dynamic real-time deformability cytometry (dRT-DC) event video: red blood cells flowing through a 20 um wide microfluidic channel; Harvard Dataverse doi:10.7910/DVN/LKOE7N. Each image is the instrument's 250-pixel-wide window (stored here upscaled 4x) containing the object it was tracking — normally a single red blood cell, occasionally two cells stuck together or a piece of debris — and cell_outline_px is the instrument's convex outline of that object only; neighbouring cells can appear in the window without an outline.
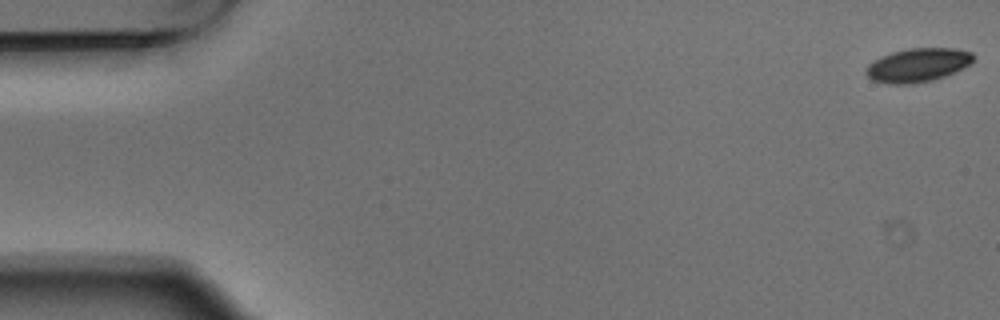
{"species": "Egyptian fruit bat (a non-hibernating species)", "species_latin": "Rousettus aegyptiacus", "temperature_condition": "warm", "stored_images_in_passage": 5, "camera_frame_rate_fps": 3000, "um_per_image_px": 0.085, "animal": {"sex": "male"}, "frame": {"image": 1, "passage_image": 1, "time_ms": 0.0, "image_size_px": [1000, 320], "cell_outline_px": [[972, 60], [968, 64], [944, 76], [932, 80], [908, 84], [888, 84], [872, 80], [864, 72], [864, 68], [872, 60], [880, 56], [892, 52], [908, 48], [956, 48], [972, 52]], "centroid_in_image_um": [77.92, 5.52], "position_along_channel_um": 7.1, "area_um2": 20.98}}
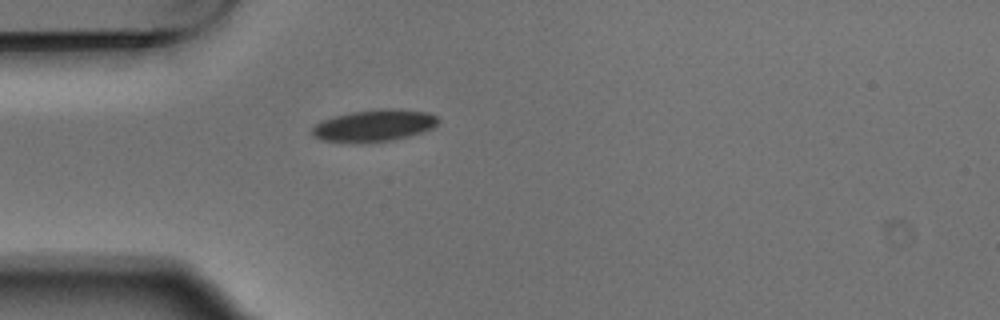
{"frame": {"image": 2, "passage_image": 5, "time_ms": 1.333, "image_size_px": [1000, 320], "cell_outline_px": [[440, 120], [432, 128], [424, 132], [392, 140], [324, 140], [312, 136], [312, 128], [316, 124], [324, 120], [336, 116], [352, 112], [388, 108], [428, 112], [436, 116]], "centroid_in_image_um": [31.87, 10.63], "position_along_channel_um": 53.1, "area_um2": 22.37}}